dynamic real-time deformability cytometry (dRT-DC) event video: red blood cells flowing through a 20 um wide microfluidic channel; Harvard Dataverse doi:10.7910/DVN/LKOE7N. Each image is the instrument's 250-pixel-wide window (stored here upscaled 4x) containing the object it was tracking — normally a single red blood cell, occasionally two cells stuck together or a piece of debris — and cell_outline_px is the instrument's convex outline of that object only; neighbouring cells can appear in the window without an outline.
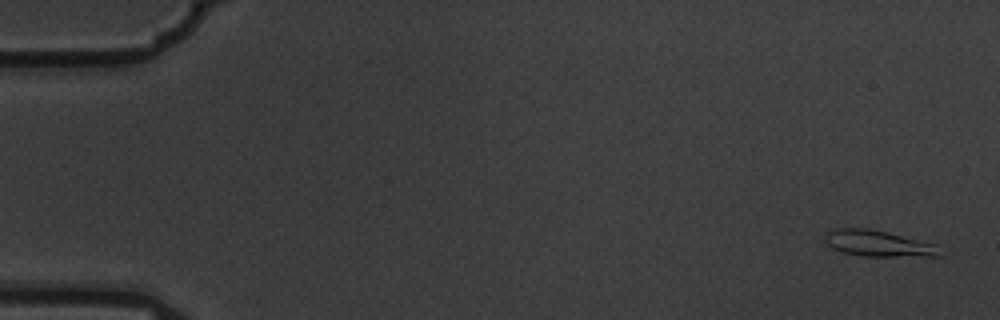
{"species": "common noctule bat (a hibernating species)", "species_latin": "Nyctalus noctula", "temperature_condition": "warm", "stored_images_in_passage": 5, "camera_frame_rate_fps": 3000, "um_per_image_px": 0.085, "animal": {"sex": "male", "body_mass_g": 19.5, "forearm_length_mm": 54.6}, "frame": {"image": 1, "passage_image": 1, "time_ms": 0.0, "image_size_px": [1000, 320], "cell_outline_px": [[940, 256], [860, 256], [840, 252], [832, 248], [824, 240], [824, 236], [828, 232], [836, 228], [868, 228], [888, 232], [936, 244]], "centroid_in_image_um": [74.6, 20.69], "position_along_channel_um": 10.4, "area_um2": 17.46}}